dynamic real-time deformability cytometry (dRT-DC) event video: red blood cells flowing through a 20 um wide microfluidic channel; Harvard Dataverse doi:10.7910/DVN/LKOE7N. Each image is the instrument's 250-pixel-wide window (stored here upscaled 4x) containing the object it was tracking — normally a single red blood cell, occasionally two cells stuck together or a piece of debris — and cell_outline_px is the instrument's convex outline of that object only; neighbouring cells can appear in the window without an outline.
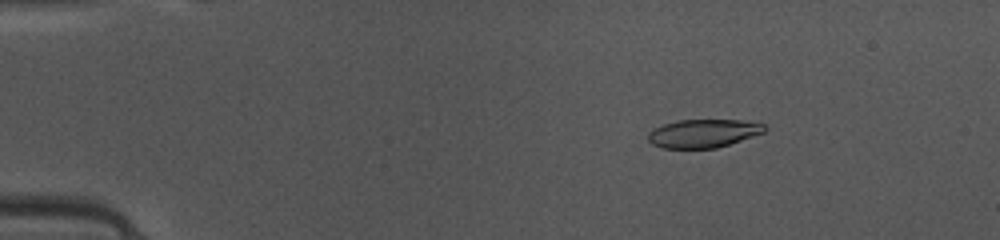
{"species": "common noctule bat (a hibernating species)", "species_latin": "Nyctalus noctula", "temperature_condition": "warm", "stored_images_in_passage": 49, "camera_frame_rate_fps": 3000, "um_per_image_px": 0.085, "animal": {"sex": "female", "body_mass_g": 10.0, "forearm_length_mm": 53.1}, "frame": {"image": 1, "passage_image": 8, "time_ms": 2.333, "image_size_px": [1000, 240], "cell_outline_px": [[768, 128], [764, 132], [716, 148], [664, 148], [652, 144], [648, 140], [648, 132], [664, 124], [680, 120], [740, 120], [764, 124]], "centroid_in_image_um": [59.77, 11.33], "position_along_channel_um": 25.2, "area_um2": 18.96}}
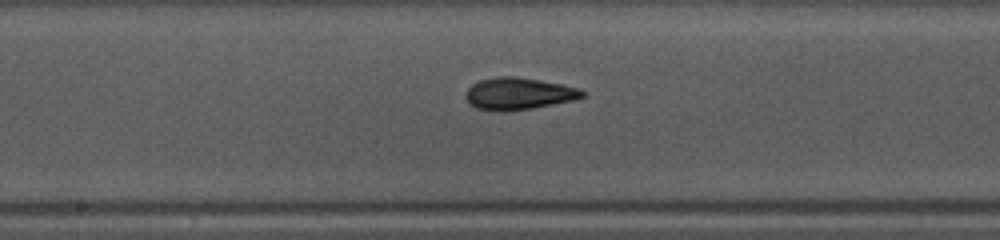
{"frame": {"image": 2, "passage_image": 26, "time_ms": 8.333, "image_size_px": [1000, 240], "cell_outline_px": [[588, 96], [572, 100], [532, 108], [476, 108], [464, 96], [468, 88], [472, 84], [480, 80], [500, 76], [516, 76], [540, 80], [580, 88]], "centroid_in_image_um": [44.14, 7.9], "position_along_channel_um": 204.1, "area_um2": 20.87}}
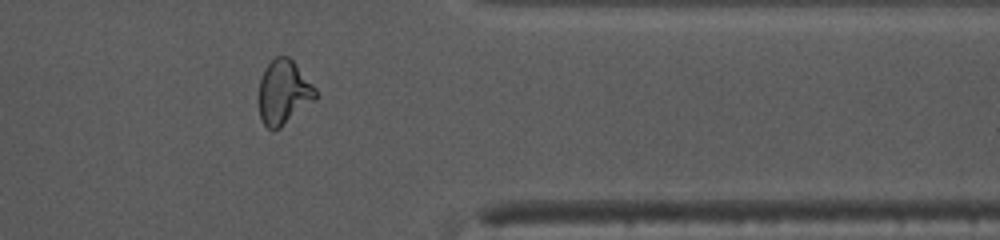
{"frame": {"image": 3, "passage_image": 40, "time_ms": 13.0, "image_size_px": [1000, 240], "cell_outline_px": [[316, 100], [280, 128], [268, 128], [264, 124], [260, 116], [260, 80], [264, 68], [276, 56], [288, 56], [296, 64], [316, 88]], "centroid_in_image_um": [24.13, 7.83], "position_along_channel_um": 387.3, "area_um2": 21.04}, "authors_computed_cell_mechanics": {"area_um2": 20.7502, "velocity_mm_per_s": 4.1212, "shape_relaxation_time_tau1_ms": 8.0085, "shape_relaxation_time_tau2_ms": 2.0868, "deformation_change_tau1": 0.2531, "deformation_change_tau2": 0.0647}}